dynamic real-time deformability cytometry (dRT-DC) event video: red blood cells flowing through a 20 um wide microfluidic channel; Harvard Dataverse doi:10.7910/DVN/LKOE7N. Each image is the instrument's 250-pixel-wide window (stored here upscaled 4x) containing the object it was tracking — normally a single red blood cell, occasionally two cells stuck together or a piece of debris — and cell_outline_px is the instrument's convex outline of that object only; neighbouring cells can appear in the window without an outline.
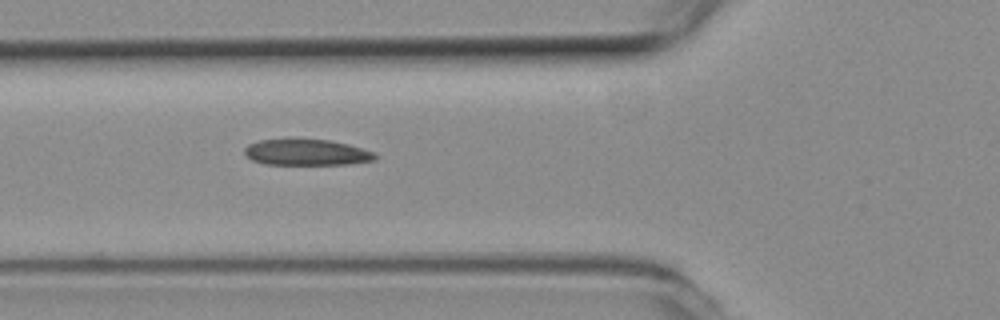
{"species": "common noctule bat (a hibernating species)", "species_latin": "Nyctalus noctula", "temperature_condition": "room temperature", "stored_images_in_passage": 2, "camera_frame_rate_fps": 3000, "um_per_image_px": 0.085, "animal": {"sex": "female", "body_mass_g": 19.3, "forearm_length_mm": 54.1}, "frame": {"image": 1, "passage_image": 2, "time_ms": 0.333, "image_size_px": [1000, 320], "cell_outline_px": [[376, 160], [348, 164], [264, 164], [252, 160], [244, 152], [244, 148], [248, 144], [260, 140], [288, 136], [328, 140], [348, 144], [372, 152], [376, 156]], "centroid_in_image_um": [25.98, 12.9], "position_along_channel_um": 99.8, "area_um2": 20.4}}